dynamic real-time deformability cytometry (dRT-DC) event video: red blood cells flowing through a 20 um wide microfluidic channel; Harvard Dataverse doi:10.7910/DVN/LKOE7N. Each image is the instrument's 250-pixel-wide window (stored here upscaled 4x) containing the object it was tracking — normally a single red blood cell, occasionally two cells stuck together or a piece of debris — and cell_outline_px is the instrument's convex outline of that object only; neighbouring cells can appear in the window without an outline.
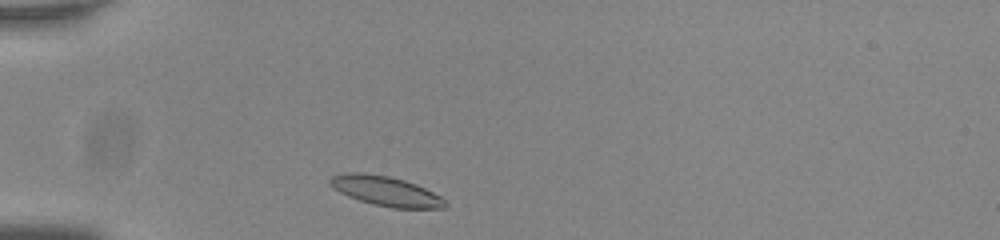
{"species": "common noctule bat (a hibernating species)", "species_latin": "Nyctalus noctula", "temperature_condition": "room temperature", "stored_images_in_passage": 33, "camera_frame_rate_fps": 3000, "um_per_image_px": 0.085, "animal": {"sex": "male", "body_mass_g": 20.0, "forearm_length_mm": 53.3}, "frame": {"image": 1, "passage_image": 2, "time_ms": 0.333, "image_size_px": [1000, 240], "cell_outline_px": [[448, 208], [392, 208], [372, 204], [348, 196], [332, 188], [328, 184], [328, 180], [332, 176], [348, 172], [360, 172], [388, 176], [404, 180], [416, 184], [440, 196], [448, 204]], "centroid_in_image_um": [32.77, 16.24], "position_along_channel_um": 52.2, "area_um2": 19.94}}
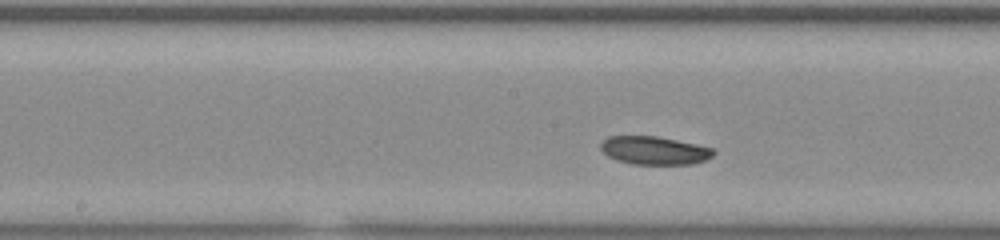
{"frame": {"image": 2, "passage_image": 15, "time_ms": 4.667, "image_size_px": [1000, 240], "cell_outline_px": [[716, 152], [712, 156], [704, 160], [692, 164], [632, 164], [616, 160], [608, 156], [600, 148], [600, 144], [608, 136], [656, 136], [696, 144], [712, 148]], "centroid_in_image_um": [55.6, 12.79], "position_along_channel_um": 192.6, "area_um2": 18.44}}
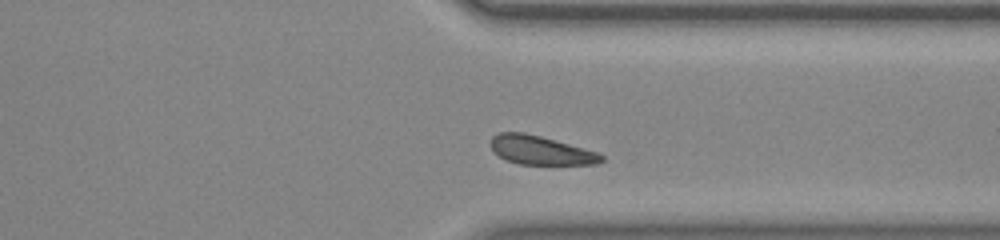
{"frame": {"image": 3, "passage_image": 29, "time_ms": 9.333, "image_size_px": [1000, 240], "cell_outline_px": [[604, 160], [596, 164], [520, 164], [508, 160], [492, 152], [488, 144], [492, 136], [500, 132], [524, 132], [540, 136], [596, 152], [604, 156]], "centroid_in_image_um": [45.88, 12.76], "position_along_channel_um": 365.5, "area_um2": 18.44}, "authors_computed_cell_mechanics": {"area_um2": 19.1318, "velocity_mm_per_s": 3.6962, "shape_relaxation_time_tau1_ms": 2.9742, "shape_relaxation_time_tau2_ms": null, "deformation_change_tau1": 0.0541, "deformation_change_tau2": null}}